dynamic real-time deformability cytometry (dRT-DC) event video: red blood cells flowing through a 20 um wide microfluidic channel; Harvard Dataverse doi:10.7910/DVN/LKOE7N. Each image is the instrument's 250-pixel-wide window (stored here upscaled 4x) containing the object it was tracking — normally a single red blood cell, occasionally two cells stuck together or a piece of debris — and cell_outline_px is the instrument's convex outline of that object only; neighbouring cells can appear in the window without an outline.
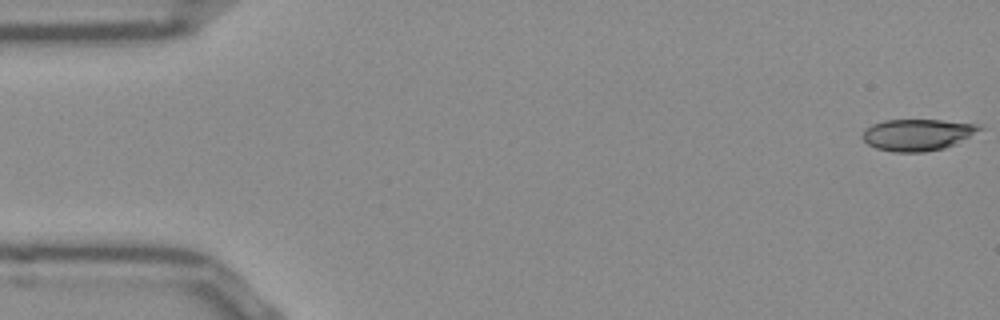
{"species": "Egyptian fruit bat (a non-hibernating species)", "species_latin": "Rousettus aegyptiacus", "temperature_condition": "room temperature", "stored_images_in_passage": 52, "camera_frame_rate_fps": 3000, "um_per_image_px": 0.085, "frame": {"image": 1, "passage_image": 1, "time_ms": 0.0, "image_size_px": [1000, 320], "cell_outline_px": [[984, 128], [944, 148], [924, 152], [896, 152], [876, 148], [868, 144], [860, 136], [864, 128], [872, 124], [884, 120], [940, 120], [980, 124]], "centroid_in_image_um": [77.92, 11.44], "position_along_channel_um": 7.1, "area_um2": 21.39}}
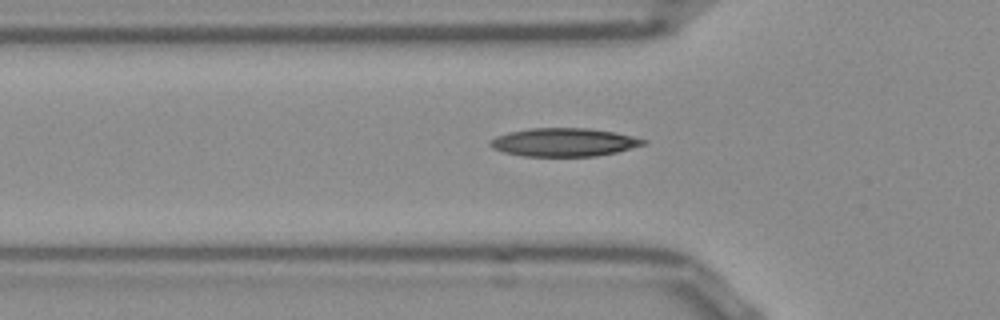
{"frame": {"image": 2, "passage_image": 17, "time_ms": 5.333, "image_size_px": [1000, 320], "cell_outline_px": [[648, 140], [644, 144], [616, 152], [596, 156], [524, 156], [504, 152], [492, 148], [488, 144], [496, 136], [508, 132], [528, 128], [588, 128], [616, 132]], "centroid_in_image_um": [47.92, 12.08], "position_along_channel_um": 77.9, "area_um2": 25.2}}
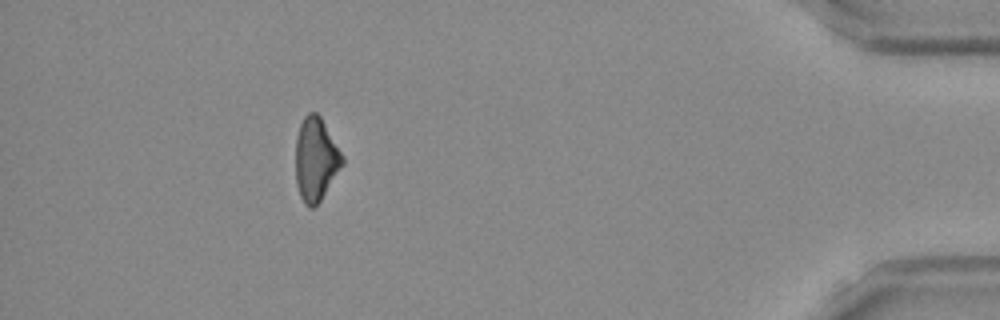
{"frame": {"image": 3, "passage_image": 47, "time_ms": 15.333, "image_size_px": [1000, 320], "cell_outline_px": [[344, 164], [320, 200], [312, 208], [308, 208], [304, 204], [300, 196], [296, 184], [296, 136], [300, 124], [304, 116], [308, 112], [316, 112], [320, 116], [344, 156]], "centroid_in_image_um": [26.84, 13.53], "position_along_channel_um": 408.4, "area_um2": 22.72}, "authors_computed_cell_mechanics": {"area_um2": 23.6402, "velocity_mm_per_s": 3.8843, "shape_relaxation_time_tau1_ms": 11.275, "shape_relaxation_time_tau2_ms": null, "deformation_change_tau1": 0.2216, "deformation_change_tau2": null}}